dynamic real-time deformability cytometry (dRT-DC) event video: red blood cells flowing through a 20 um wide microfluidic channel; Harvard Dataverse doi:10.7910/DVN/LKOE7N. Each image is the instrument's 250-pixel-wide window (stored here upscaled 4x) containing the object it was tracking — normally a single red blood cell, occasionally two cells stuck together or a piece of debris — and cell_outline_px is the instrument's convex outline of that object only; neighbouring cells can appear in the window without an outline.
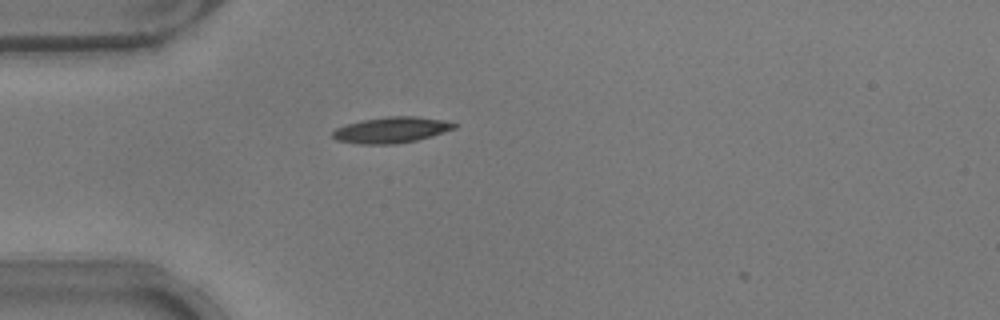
{"species": "common noctule bat (a hibernating species)", "species_latin": "Nyctalus noctula", "temperature_condition": "warm", "stored_images_in_passage": 2, "camera_frame_rate_fps": 3000, "um_per_image_px": 0.085, "animal": {"sex": "male", "body_mass_g": 17.9}, "frame": {"image": 1, "passage_image": 1, "time_ms": 0.0, "image_size_px": [1000, 320], "cell_outline_px": [[456, 128], [432, 136], [416, 140], [396, 144], [360, 144], [336, 140], [332, 136], [332, 132], [336, 128], [348, 124], [364, 120], [388, 116], [412, 116], [444, 120], [456, 124]], "centroid_in_image_um": [33.26, 11.05], "position_along_channel_um": 51.7, "area_um2": 18.21}}